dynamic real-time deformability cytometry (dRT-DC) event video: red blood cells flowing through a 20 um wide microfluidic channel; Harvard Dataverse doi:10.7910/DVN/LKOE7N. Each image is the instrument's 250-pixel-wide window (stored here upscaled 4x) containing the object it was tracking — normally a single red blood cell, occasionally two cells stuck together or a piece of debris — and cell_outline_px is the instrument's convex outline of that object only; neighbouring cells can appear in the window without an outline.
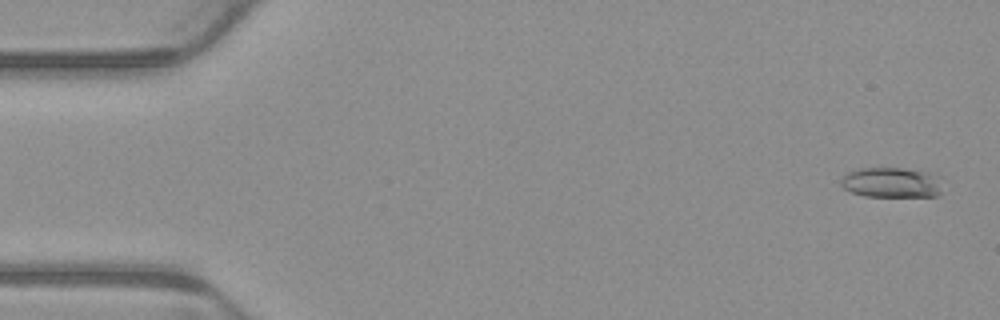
{"species": "common noctule bat (a hibernating species)", "species_latin": "Nyctalus noctula", "temperature_condition": "warm", "stored_images_in_passage": 4, "segment_of_instrument_passage": [2, 2], "camera_frame_rate_fps": 3000, "um_per_image_px": 0.085, "animal": {"sex": "male", "body_mass_g": 23.1, "forearm_length_mm": 52.7}, "frame": {"image": 1, "passage_image": 4, "time_ms": 1.0, "image_size_px": [1000, 320], "cell_outline_px": [[940, 192], [936, 196], [864, 196], [852, 192], [844, 188], [840, 184], [840, 180], [848, 172], [856, 168], [904, 168], [932, 172], [940, 176]], "centroid_in_image_um": [75.78, 15.5], "position_along_channel_um": 9.2, "area_um2": 18.03}}